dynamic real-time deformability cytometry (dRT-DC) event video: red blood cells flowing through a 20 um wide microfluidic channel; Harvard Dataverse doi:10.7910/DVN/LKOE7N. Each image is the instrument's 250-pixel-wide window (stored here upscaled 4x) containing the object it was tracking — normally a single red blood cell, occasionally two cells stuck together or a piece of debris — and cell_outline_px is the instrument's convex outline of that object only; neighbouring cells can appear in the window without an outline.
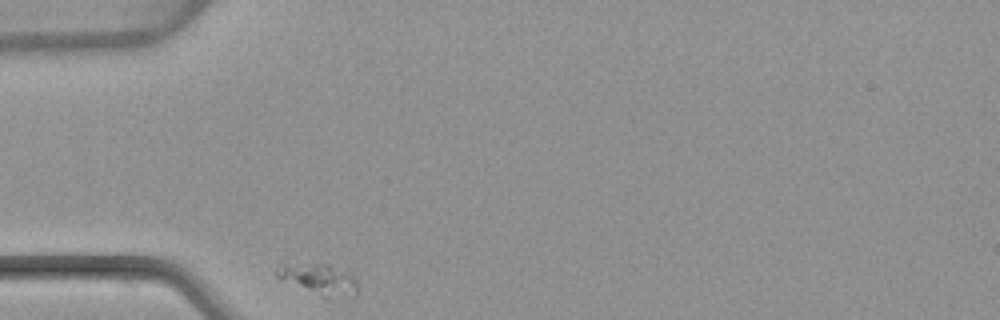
{"species": "common noctule bat (a hibernating species)", "species_latin": "Nyctalus noctula", "temperature_condition": "warm", "stored_images_in_passage": 1, "camera_frame_rate_fps": 3000, "um_per_image_px": 0.085, "animal": {"sex": "female", "body_mass_g": 22.7, "forearm_length_mm": 54.2}, "frame": {"image": 1, "passage_image": 1, "time_ms": 0.0, "image_size_px": [1000, 320], "cell_outline_px": [[356, 296], [328, 300], [276, 276], [276, 268], [308, 264], [328, 264], [348, 272], [356, 280]], "centroid_in_image_um": [27.24, 23.81], "position_along_channel_um": 57.8, "area_um2": 14.16}}